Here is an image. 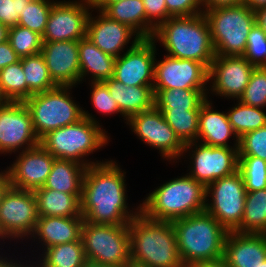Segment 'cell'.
<instances>
[{"label": "cell", "instance_id": "cell-25", "mask_svg": "<svg viewBox=\"0 0 266 267\" xmlns=\"http://www.w3.org/2000/svg\"><path fill=\"white\" fill-rule=\"evenodd\" d=\"M103 83L117 102L126 122L131 116L154 107L153 86H125L113 77Z\"/></svg>", "mask_w": 266, "mask_h": 267}, {"label": "cell", "instance_id": "cell-56", "mask_svg": "<svg viewBox=\"0 0 266 267\" xmlns=\"http://www.w3.org/2000/svg\"><path fill=\"white\" fill-rule=\"evenodd\" d=\"M9 101L6 99L5 95L2 92L1 86H0V106L3 104L8 103Z\"/></svg>", "mask_w": 266, "mask_h": 267}, {"label": "cell", "instance_id": "cell-36", "mask_svg": "<svg viewBox=\"0 0 266 267\" xmlns=\"http://www.w3.org/2000/svg\"><path fill=\"white\" fill-rule=\"evenodd\" d=\"M0 86L8 101L24 102L26 100V77L21 59L0 71Z\"/></svg>", "mask_w": 266, "mask_h": 267}, {"label": "cell", "instance_id": "cell-31", "mask_svg": "<svg viewBox=\"0 0 266 267\" xmlns=\"http://www.w3.org/2000/svg\"><path fill=\"white\" fill-rule=\"evenodd\" d=\"M41 258L36 267H83L87 262L82 241L48 247Z\"/></svg>", "mask_w": 266, "mask_h": 267}, {"label": "cell", "instance_id": "cell-54", "mask_svg": "<svg viewBox=\"0 0 266 267\" xmlns=\"http://www.w3.org/2000/svg\"><path fill=\"white\" fill-rule=\"evenodd\" d=\"M244 4L249 6L253 11L266 6V0H244Z\"/></svg>", "mask_w": 266, "mask_h": 267}, {"label": "cell", "instance_id": "cell-34", "mask_svg": "<svg viewBox=\"0 0 266 267\" xmlns=\"http://www.w3.org/2000/svg\"><path fill=\"white\" fill-rule=\"evenodd\" d=\"M227 116L238 138L266 126V113L262 108L245 105L239 100L227 112Z\"/></svg>", "mask_w": 266, "mask_h": 267}, {"label": "cell", "instance_id": "cell-20", "mask_svg": "<svg viewBox=\"0 0 266 267\" xmlns=\"http://www.w3.org/2000/svg\"><path fill=\"white\" fill-rule=\"evenodd\" d=\"M41 54L57 86L75 87L80 83L79 41L43 42Z\"/></svg>", "mask_w": 266, "mask_h": 267}, {"label": "cell", "instance_id": "cell-50", "mask_svg": "<svg viewBox=\"0 0 266 267\" xmlns=\"http://www.w3.org/2000/svg\"><path fill=\"white\" fill-rule=\"evenodd\" d=\"M192 267H230L226 260L221 257L216 260L203 261L193 265Z\"/></svg>", "mask_w": 266, "mask_h": 267}, {"label": "cell", "instance_id": "cell-13", "mask_svg": "<svg viewBox=\"0 0 266 267\" xmlns=\"http://www.w3.org/2000/svg\"><path fill=\"white\" fill-rule=\"evenodd\" d=\"M89 9H93L91 0H56L42 36L43 42L79 41L86 38L89 15L94 11L89 12Z\"/></svg>", "mask_w": 266, "mask_h": 267}, {"label": "cell", "instance_id": "cell-12", "mask_svg": "<svg viewBox=\"0 0 266 267\" xmlns=\"http://www.w3.org/2000/svg\"><path fill=\"white\" fill-rule=\"evenodd\" d=\"M193 148L190 156L192 166L188 175L205 187L238 171V147H213L193 141L185 144L183 154Z\"/></svg>", "mask_w": 266, "mask_h": 267}, {"label": "cell", "instance_id": "cell-1", "mask_svg": "<svg viewBox=\"0 0 266 267\" xmlns=\"http://www.w3.org/2000/svg\"><path fill=\"white\" fill-rule=\"evenodd\" d=\"M121 170L113 160L86 168L81 198L84 221L94 224L124 225L129 224L140 212V205L135 212L128 209L126 172Z\"/></svg>", "mask_w": 266, "mask_h": 267}, {"label": "cell", "instance_id": "cell-43", "mask_svg": "<svg viewBox=\"0 0 266 267\" xmlns=\"http://www.w3.org/2000/svg\"><path fill=\"white\" fill-rule=\"evenodd\" d=\"M91 102L95 109L100 113L105 114H117L122 112L119 109L117 102L111 96L107 86L103 82H91Z\"/></svg>", "mask_w": 266, "mask_h": 267}, {"label": "cell", "instance_id": "cell-52", "mask_svg": "<svg viewBox=\"0 0 266 267\" xmlns=\"http://www.w3.org/2000/svg\"><path fill=\"white\" fill-rule=\"evenodd\" d=\"M14 262V263H13ZM28 263L25 264H21V262L17 263V260L16 261H12L11 260H8V258L5 256H1L0 255V267H34L35 265H27Z\"/></svg>", "mask_w": 266, "mask_h": 267}, {"label": "cell", "instance_id": "cell-27", "mask_svg": "<svg viewBox=\"0 0 266 267\" xmlns=\"http://www.w3.org/2000/svg\"><path fill=\"white\" fill-rule=\"evenodd\" d=\"M115 60L87 38L79 40L80 82L91 75V82H103L113 77Z\"/></svg>", "mask_w": 266, "mask_h": 267}, {"label": "cell", "instance_id": "cell-38", "mask_svg": "<svg viewBox=\"0 0 266 267\" xmlns=\"http://www.w3.org/2000/svg\"><path fill=\"white\" fill-rule=\"evenodd\" d=\"M54 0H32L20 14L19 26L43 36Z\"/></svg>", "mask_w": 266, "mask_h": 267}, {"label": "cell", "instance_id": "cell-17", "mask_svg": "<svg viewBox=\"0 0 266 267\" xmlns=\"http://www.w3.org/2000/svg\"><path fill=\"white\" fill-rule=\"evenodd\" d=\"M155 61L153 90L207 89L209 68L191 59H177L165 54Z\"/></svg>", "mask_w": 266, "mask_h": 267}, {"label": "cell", "instance_id": "cell-5", "mask_svg": "<svg viewBox=\"0 0 266 267\" xmlns=\"http://www.w3.org/2000/svg\"><path fill=\"white\" fill-rule=\"evenodd\" d=\"M185 267L223 257L228 231L206 211L172 222Z\"/></svg>", "mask_w": 266, "mask_h": 267}, {"label": "cell", "instance_id": "cell-40", "mask_svg": "<svg viewBox=\"0 0 266 267\" xmlns=\"http://www.w3.org/2000/svg\"><path fill=\"white\" fill-rule=\"evenodd\" d=\"M238 100L248 106L266 107V67L252 71L248 85Z\"/></svg>", "mask_w": 266, "mask_h": 267}, {"label": "cell", "instance_id": "cell-55", "mask_svg": "<svg viewBox=\"0 0 266 267\" xmlns=\"http://www.w3.org/2000/svg\"><path fill=\"white\" fill-rule=\"evenodd\" d=\"M9 28L0 22V44L8 40Z\"/></svg>", "mask_w": 266, "mask_h": 267}, {"label": "cell", "instance_id": "cell-16", "mask_svg": "<svg viewBox=\"0 0 266 267\" xmlns=\"http://www.w3.org/2000/svg\"><path fill=\"white\" fill-rule=\"evenodd\" d=\"M39 141L24 102L9 101L0 106V154L31 149Z\"/></svg>", "mask_w": 266, "mask_h": 267}, {"label": "cell", "instance_id": "cell-15", "mask_svg": "<svg viewBox=\"0 0 266 267\" xmlns=\"http://www.w3.org/2000/svg\"><path fill=\"white\" fill-rule=\"evenodd\" d=\"M133 38L127 51L116 58L113 78L125 86H153L157 42Z\"/></svg>", "mask_w": 266, "mask_h": 267}, {"label": "cell", "instance_id": "cell-9", "mask_svg": "<svg viewBox=\"0 0 266 267\" xmlns=\"http://www.w3.org/2000/svg\"><path fill=\"white\" fill-rule=\"evenodd\" d=\"M70 89L72 86H56L24 101L39 140L47 133L83 118V109L72 100Z\"/></svg>", "mask_w": 266, "mask_h": 267}, {"label": "cell", "instance_id": "cell-21", "mask_svg": "<svg viewBox=\"0 0 266 267\" xmlns=\"http://www.w3.org/2000/svg\"><path fill=\"white\" fill-rule=\"evenodd\" d=\"M99 15L92 17L90 13L87 22L86 38L101 51L117 58L130 39L139 35L129 26L110 19L101 10Z\"/></svg>", "mask_w": 266, "mask_h": 267}, {"label": "cell", "instance_id": "cell-8", "mask_svg": "<svg viewBox=\"0 0 266 267\" xmlns=\"http://www.w3.org/2000/svg\"><path fill=\"white\" fill-rule=\"evenodd\" d=\"M81 241L87 262L108 267L131 266L128 224H94L84 221Z\"/></svg>", "mask_w": 266, "mask_h": 267}, {"label": "cell", "instance_id": "cell-48", "mask_svg": "<svg viewBox=\"0 0 266 267\" xmlns=\"http://www.w3.org/2000/svg\"><path fill=\"white\" fill-rule=\"evenodd\" d=\"M244 4V0H202L203 13L218 7L237 6Z\"/></svg>", "mask_w": 266, "mask_h": 267}, {"label": "cell", "instance_id": "cell-28", "mask_svg": "<svg viewBox=\"0 0 266 267\" xmlns=\"http://www.w3.org/2000/svg\"><path fill=\"white\" fill-rule=\"evenodd\" d=\"M39 216H82V195H73L52 189L39 188L34 191Z\"/></svg>", "mask_w": 266, "mask_h": 267}, {"label": "cell", "instance_id": "cell-2", "mask_svg": "<svg viewBox=\"0 0 266 267\" xmlns=\"http://www.w3.org/2000/svg\"><path fill=\"white\" fill-rule=\"evenodd\" d=\"M128 228L131 266L185 267L172 222L150 219L140 211Z\"/></svg>", "mask_w": 266, "mask_h": 267}, {"label": "cell", "instance_id": "cell-41", "mask_svg": "<svg viewBox=\"0 0 266 267\" xmlns=\"http://www.w3.org/2000/svg\"><path fill=\"white\" fill-rule=\"evenodd\" d=\"M243 57L255 68L266 67V34L256 23L247 37Z\"/></svg>", "mask_w": 266, "mask_h": 267}, {"label": "cell", "instance_id": "cell-23", "mask_svg": "<svg viewBox=\"0 0 266 267\" xmlns=\"http://www.w3.org/2000/svg\"><path fill=\"white\" fill-rule=\"evenodd\" d=\"M84 224L82 216H40L31 238H37L45 248L63 243L81 241Z\"/></svg>", "mask_w": 266, "mask_h": 267}, {"label": "cell", "instance_id": "cell-57", "mask_svg": "<svg viewBox=\"0 0 266 267\" xmlns=\"http://www.w3.org/2000/svg\"><path fill=\"white\" fill-rule=\"evenodd\" d=\"M83 267H108V266H103V265H97L94 263L86 262Z\"/></svg>", "mask_w": 266, "mask_h": 267}, {"label": "cell", "instance_id": "cell-42", "mask_svg": "<svg viewBox=\"0 0 266 267\" xmlns=\"http://www.w3.org/2000/svg\"><path fill=\"white\" fill-rule=\"evenodd\" d=\"M239 156H254L266 161V126L239 138Z\"/></svg>", "mask_w": 266, "mask_h": 267}, {"label": "cell", "instance_id": "cell-30", "mask_svg": "<svg viewBox=\"0 0 266 267\" xmlns=\"http://www.w3.org/2000/svg\"><path fill=\"white\" fill-rule=\"evenodd\" d=\"M208 89L154 90V107L158 110H200L209 98Z\"/></svg>", "mask_w": 266, "mask_h": 267}, {"label": "cell", "instance_id": "cell-44", "mask_svg": "<svg viewBox=\"0 0 266 267\" xmlns=\"http://www.w3.org/2000/svg\"><path fill=\"white\" fill-rule=\"evenodd\" d=\"M32 0H0V22L6 27L18 25L20 14Z\"/></svg>", "mask_w": 266, "mask_h": 267}, {"label": "cell", "instance_id": "cell-35", "mask_svg": "<svg viewBox=\"0 0 266 267\" xmlns=\"http://www.w3.org/2000/svg\"><path fill=\"white\" fill-rule=\"evenodd\" d=\"M165 121L184 143L197 141L200 110H160Z\"/></svg>", "mask_w": 266, "mask_h": 267}, {"label": "cell", "instance_id": "cell-53", "mask_svg": "<svg viewBox=\"0 0 266 267\" xmlns=\"http://www.w3.org/2000/svg\"><path fill=\"white\" fill-rule=\"evenodd\" d=\"M93 9L96 11L103 10L109 3L120 1V0H91Z\"/></svg>", "mask_w": 266, "mask_h": 267}, {"label": "cell", "instance_id": "cell-32", "mask_svg": "<svg viewBox=\"0 0 266 267\" xmlns=\"http://www.w3.org/2000/svg\"><path fill=\"white\" fill-rule=\"evenodd\" d=\"M239 233L266 234V189L246 193Z\"/></svg>", "mask_w": 266, "mask_h": 267}, {"label": "cell", "instance_id": "cell-39", "mask_svg": "<svg viewBox=\"0 0 266 267\" xmlns=\"http://www.w3.org/2000/svg\"><path fill=\"white\" fill-rule=\"evenodd\" d=\"M247 192L266 189V161L254 156H239V166Z\"/></svg>", "mask_w": 266, "mask_h": 267}, {"label": "cell", "instance_id": "cell-14", "mask_svg": "<svg viewBox=\"0 0 266 267\" xmlns=\"http://www.w3.org/2000/svg\"><path fill=\"white\" fill-rule=\"evenodd\" d=\"M127 124L143 143L159 150L163 159L178 160L183 156L185 144L155 107L131 116Z\"/></svg>", "mask_w": 266, "mask_h": 267}, {"label": "cell", "instance_id": "cell-45", "mask_svg": "<svg viewBox=\"0 0 266 267\" xmlns=\"http://www.w3.org/2000/svg\"><path fill=\"white\" fill-rule=\"evenodd\" d=\"M171 17H187L203 13L202 0H165Z\"/></svg>", "mask_w": 266, "mask_h": 267}, {"label": "cell", "instance_id": "cell-33", "mask_svg": "<svg viewBox=\"0 0 266 267\" xmlns=\"http://www.w3.org/2000/svg\"><path fill=\"white\" fill-rule=\"evenodd\" d=\"M21 63L26 77V100L35 93L45 92L57 86L49 75L41 53L21 57Z\"/></svg>", "mask_w": 266, "mask_h": 267}, {"label": "cell", "instance_id": "cell-51", "mask_svg": "<svg viewBox=\"0 0 266 267\" xmlns=\"http://www.w3.org/2000/svg\"><path fill=\"white\" fill-rule=\"evenodd\" d=\"M10 182L9 177L7 175L6 170H1L0 172V202L2 199L3 194L6 192V190L9 188Z\"/></svg>", "mask_w": 266, "mask_h": 267}, {"label": "cell", "instance_id": "cell-26", "mask_svg": "<svg viewBox=\"0 0 266 267\" xmlns=\"http://www.w3.org/2000/svg\"><path fill=\"white\" fill-rule=\"evenodd\" d=\"M102 12L110 19L129 26L141 39L152 38L156 29L147 20L142 0H120L112 2Z\"/></svg>", "mask_w": 266, "mask_h": 267}, {"label": "cell", "instance_id": "cell-24", "mask_svg": "<svg viewBox=\"0 0 266 267\" xmlns=\"http://www.w3.org/2000/svg\"><path fill=\"white\" fill-rule=\"evenodd\" d=\"M231 136L236 139L234 147H239V138L229 123L227 113L214 110L207 98L200 106L197 141L213 147H233L228 145Z\"/></svg>", "mask_w": 266, "mask_h": 267}, {"label": "cell", "instance_id": "cell-3", "mask_svg": "<svg viewBox=\"0 0 266 267\" xmlns=\"http://www.w3.org/2000/svg\"><path fill=\"white\" fill-rule=\"evenodd\" d=\"M151 39L160 41L168 56L195 60L208 68L216 55L204 13L171 17L155 29Z\"/></svg>", "mask_w": 266, "mask_h": 267}, {"label": "cell", "instance_id": "cell-11", "mask_svg": "<svg viewBox=\"0 0 266 267\" xmlns=\"http://www.w3.org/2000/svg\"><path fill=\"white\" fill-rule=\"evenodd\" d=\"M39 217L34 191L9 186L0 202V240L31 237Z\"/></svg>", "mask_w": 266, "mask_h": 267}, {"label": "cell", "instance_id": "cell-7", "mask_svg": "<svg viewBox=\"0 0 266 267\" xmlns=\"http://www.w3.org/2000/svg\"><path fill=\"white\" fill-rule=\"evenodd\" d=\"M216 56H243L255 13L246 4L218 7L204 12Z\"/></svg>", "mask_w": 266, "mask_h": 267}, {"label": "cell", "instance_id": "cell-6", "mask_svg": "<svg viewBox=\"0 0 266 267\" xmlns=\"http://www.w3.org/2000/svg\"><path fill=\"white\" fill-rule=\"evenodd\" d=\"M91 115L83 110L81 120L47 133L39 144L57 159L74 160L86 167L103 163V160L89 162L84 158L104 147L110 138Z\"/></svg>", "mask_w": 266, "mask_h": 267}, {"label": "cell", "instance_id": "cell-19", "mask_svg": "<svg viewBox=\"0 0 266 267\" xmlns=\"http://www.w3.org/2000/svg\"><path fill=\"white\" fill-rule=\"evenodd\" d=\"M56 158L40 144L19 153L6 169L10 186L28 191L42 188Z\"/></svg>", "mask_w": 266, "mask_h": 267}, {"label": "cell", "instance_id": "cell-47", "mask_svg": "<svg viewBox=\"0 0 266 267\" xmlns=\"http://www.w3.org/2000/svg\"><path fill=\"white\" fill-rule=\"evenodd\" d=\"M20 59L8 40L0 44V71L10 64L17 63Z\"/></svg>", "mask_w": 266, "mask_h": 267}, {"label": "cell", "instance_id": "cell-22", "mask_svg": "<svg viewBox=\"0 0 266 267\" xmlns=\"http://www.w3.org/2000/svg\"><path fill=\"white\" fill-rule=\"evenodd\" d=\"M223 258L230 267H261L266 259V234L228 232Z\"/></svg>", "mask_w": 266, "mask_h": 267}, {"label": "cell", "instance_id": "cell-18", "mask_svg": "<svg viewBox=\"0 0 266 267\" xmlns=\"http://www.w3.org/2000/svg\"><path fill=\"white\" fill-rule=\"evenodd\" d=\"M255 67L243 56H216L209 66L208 86L212 93L227 99L243 94Z\"/></svg>", "mask_w": 266, "mask_h": 267}, {"label": "cell", "instance_id": "cell-10", "mask_svg": "<svg viewBox=\"0 0 266 267\" xmlns=\"http://www.w3.org/2000/svg\"><path fill=\"white\" fill-rule=\"evenodd\" d=\"M246 188L240 171L217 179L206 187L205 211L215 217L228 231H235L244 213ZM211 194V195H210Z\"/></svg>", "mask_w": 266, "mask_h": 267}, {"label": "cell", "instance_id": "cell-58", "mask_svg": "<svg viewBox=\"0 0 266 267\" xmlns=\"http://www.w3.org/2000/svg\"><path fill=\"white\" fill-rule=\"evenodd\" d=\"M261 267H266V259L262 262Z\"/></svg>", "mask_w": 266, "mask_h": 267}, {"label": "cell", "instance_id": "cell-29", "mask_svg": "<svg viewBox=\"0 0 266 267\" xmlns=\"http://www.w3.org/2000/svg\"><path fill=\"white\" fill-rule=\"evenodd\" d=\"M86 166L74 160L55 159L43 188L73 195H82Z\"/></svg>", "mask_w": 266, "mask_h": 267}, {"label": "cell", "instance_id": "cell-4", "mask_svg": "<svg viewBox=\"0 0 266 267\" xmlns=\"http://www.w3.org/2000/svg\"><path fill=\"white\" fill-rule=\"evenodd\" d=\"M206 187L188 174L160 185L140 204L148 218L173 222L205 211Z\"/></svg>", "mask_w": 266, "mask_h": 267}, {"label": "cell", "instance_id": "cell-37", "mask_svg": "<svg viewBox=\"0 0 266 267\" xmlns=\"http://www.w3.org/2000/svg\"><path fill=\"white\" fill-rule=\"evenodd\" d=\"M8 41L20 58L41 53L43 46L42 35L19 25L9 28Z\"/></svg>", "mask_w": 266, "mask_h": 267}, {"label": "cell", "instance_id": "cell-46", "mask_svg": "<svg viewBox=\"0 0 266 267\" xmlns=\"http://www.w3.org/2000/svg\"><path fill=\"white\" fill-rule=\"evenodd\" d=\"M146 11L147 20L157 28L171 16L167 11L165 0H142Z\"/></svg>", "mask_w": 266, "mask_h": 267}, {"label": "cell", "instance_id": "cell-49", "mask_svg": "<svg viewBox=\"0 0 266 267\" xmlns=\"http://www.w3.org/2000/svg\"><path fill=\"white\" fill-rule=\"evenodd\" d=\"M255 13V22L266 34V6L261 7L254 11Z\"/></svg>", "mask_w": 266, "mask_h": 267}]
</instances>
